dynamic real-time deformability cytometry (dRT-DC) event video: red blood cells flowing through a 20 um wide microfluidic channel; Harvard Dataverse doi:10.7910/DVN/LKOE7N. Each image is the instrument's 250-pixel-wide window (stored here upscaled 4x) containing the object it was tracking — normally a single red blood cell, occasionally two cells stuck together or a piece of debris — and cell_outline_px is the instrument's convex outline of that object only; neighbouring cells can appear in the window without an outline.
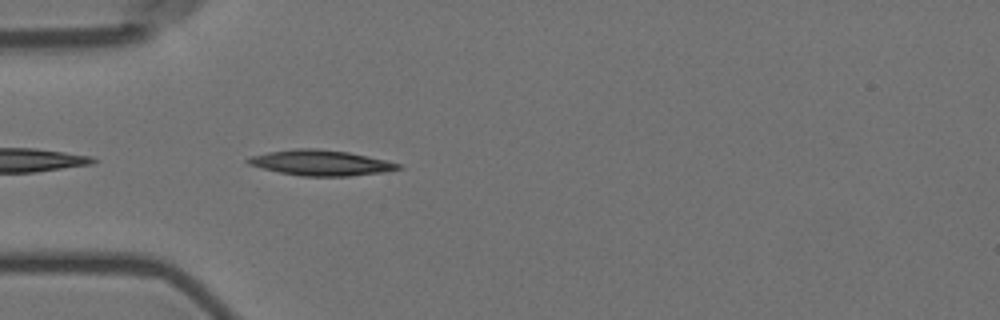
{"species": "Egyptian fruit bat (a non-hibernating species)", "species_latin": "Rousettus aegyptiacus", "temperature_condition": "room temperature", "stored_images_in_passage": 4, "camera_frame_rate_fps": 3000, "um_per_image_px": 0.085, "animal": {"sex": "female"}, "frame": {"image": 1, "passage_image": 4, "time_ms": 1.0, "image_size_px": [1000, 320], "cell_outline_px": [[404, 168], [384, 172], [348, 176], [304, 176], [280, 172], [248, 164], [244, 160], [252, 156], [268, 152], [296, 148], [316, 148], [348, 152], [368, 156], [400, 164]], "centroid_in_image_um": [27.28, 13.83], "position_along_channel_um": 57.7, "area_um2": 22.08}}